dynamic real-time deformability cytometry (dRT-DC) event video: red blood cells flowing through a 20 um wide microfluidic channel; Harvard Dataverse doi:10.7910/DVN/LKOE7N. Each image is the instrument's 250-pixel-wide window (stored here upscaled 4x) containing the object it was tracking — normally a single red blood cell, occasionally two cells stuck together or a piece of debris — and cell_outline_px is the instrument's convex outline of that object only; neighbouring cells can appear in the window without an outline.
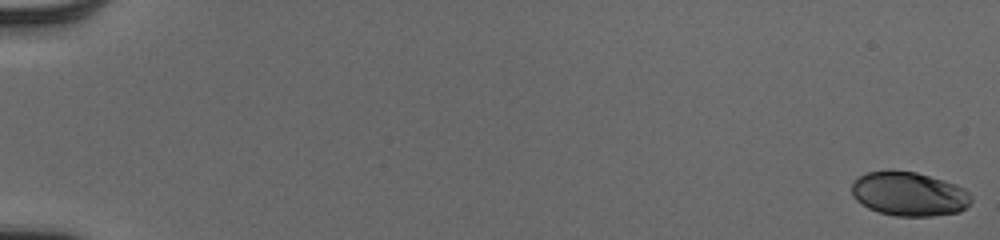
{"species": "human", "species_latin": "Homo sapiens", "temperature_condition": "cold", "stored_images_in_passage": 54, "camera_frame_rate_fps": 3000, "um_per_image_px": 0.085, "donor": {"sex": "male"}, "frame": {"image": 1, "passage_image": 1, "time_ms": 0.0, "image_size_px": [1000, 240], "cell_outline_px": [[972, 200], [960, 212], [932, 216], [896, 216], [880, 212], [868, 208], [856, 200], [852, 196], [852, 180], [868, 172], [892, 168], [916, 172], [956, 184], [964, 188], [972, 196]], "centroid_in_image_um": [77.25, 16.46], "position_along_channel_um": 7.8, "area_um2": 31.1}}
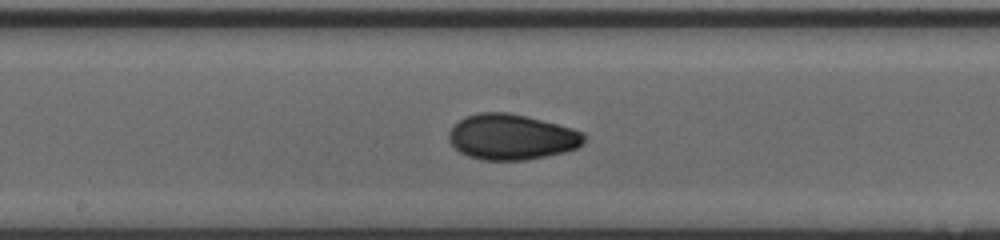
{"frame": {"image": 2, "passage_image": 31, "time_ms": 10.0, "image_size_px": [1000, 240], "cell_outline_px": [[584, 144], [576, 148], [564, 152], [524, 160], [484, 160], [468, 156], [460, 152], [448, 140], [448, 132], [464, 116], [480, 112], [508, 112], [528, 116], [572, 128], [584, 132]], "centroid_in_image_um": [43.48, 11.63], "position_along_channel_um": 204.7, "area_um2": 35.89}}
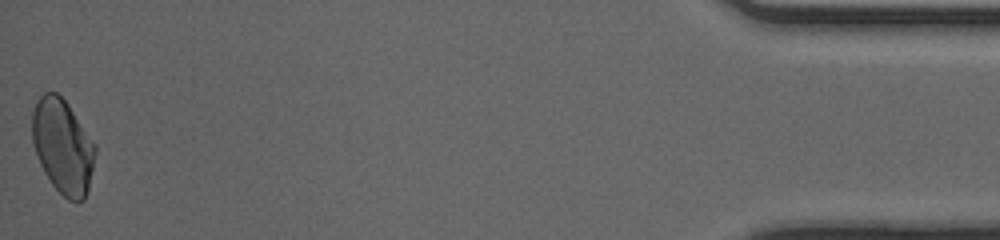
{"frame": {"image": 3, "passage_image": 54, "time_ms": 17.667, "image_size_px": [1000, 240], "cell_outline_px": [[96, 152], [88, 192], [84, 200], [68, 200], [52, 184], [44, 172], [40, 164], [32, 140], [32, 112], [36, 100], [44, 92], [56, 92], [68, 104], [96, 144]], "centroid_in_image_um": [5.34, 12.43], "position_along_channel_um": 429.9, "area_um2": 34.68}, "authors_computed_cell_mechanics": {"area_um2": 34.2176, "velocity_mm_per_s": 4.0258, "shape_relaxation_time_tau1_ms": 3.801, "shape_relaxation_time_tau2_ms": 1.4835, "deformation_change_tau1": 0.1578, "deformation_change_tau2": 0.0497}}